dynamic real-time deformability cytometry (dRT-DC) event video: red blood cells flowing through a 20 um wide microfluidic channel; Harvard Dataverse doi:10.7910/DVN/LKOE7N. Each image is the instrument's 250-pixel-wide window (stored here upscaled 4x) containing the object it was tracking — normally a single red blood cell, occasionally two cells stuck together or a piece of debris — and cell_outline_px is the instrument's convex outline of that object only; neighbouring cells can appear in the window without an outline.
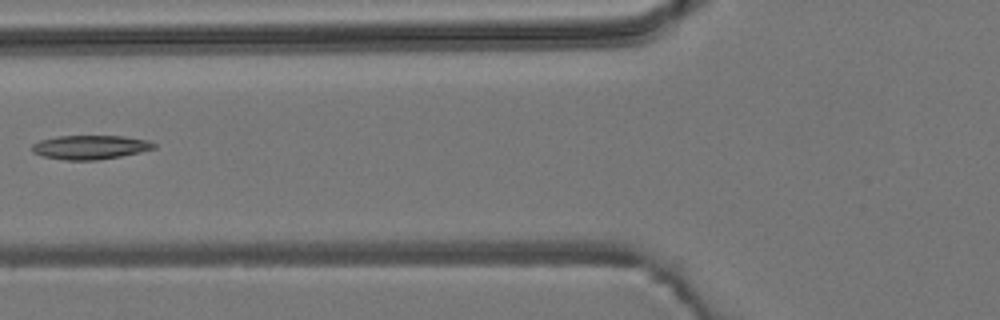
{"species": "common noctule bat (a hibernating species)", "species_latin": "Nyctalus noctula", "temperature_condition": "room temperature", "stored_images_in_passage": 6, "camera_frame_rate_fps": 3000, "um_per_image_px": 0.085, "animal": {"sex": "male", "body_mass_g": 19.2, "forearm_length_mm": 51.8}, "frame": {"image": 1, "passage_image": 6, "time_ms": 5.667, "image_size_px": [1000, 320], "cell_outline_px": [[156, 148], [140, 152], [120, 156], [96, 160], [64, 160], [44, 156], [32, 152], [32, 144], [40, 140], [56, 136], [124, 136], [148, 140], [156, 144]], "centroid_in_image_um": [7.67, 12.51], "position_along_channel_um": 118.1, "area_um2": 17.05}}